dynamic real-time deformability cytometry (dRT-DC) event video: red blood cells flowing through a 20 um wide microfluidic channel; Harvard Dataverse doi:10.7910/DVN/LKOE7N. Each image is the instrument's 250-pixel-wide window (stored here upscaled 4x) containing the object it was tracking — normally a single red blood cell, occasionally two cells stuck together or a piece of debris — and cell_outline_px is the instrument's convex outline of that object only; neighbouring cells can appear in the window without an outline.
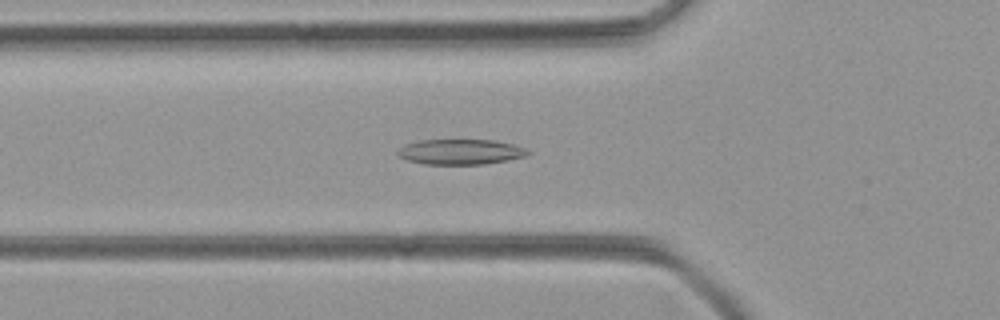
{"species": "common noctule bat (a hibernating species)", "species_latin": "Nyctalus noctula", "temperature_condition": "room temperature", "stored_images_in_passage": 40, "camera_frame_rate_fps": 3000, "um_per_image_px": 0.085, "animal": {"sex": "female", "body_mass_g": 21.9}, "frame": {"image": 1, "passage_image": 8, "time_ms": 2.333, "image_size_px": [1000, 320], "cell_outline_px": [[532, 152], [524, 156], [508, 160], [484, 164], [424, 164], [408, 160], [400, 156], [396, 152], [404, 144], [420, 140], [492, 140], [512, 144], [524, 148]], "centroid_in_image_um": [39.13, 12.9], "position_along_channel_um": 86.7, "area_um2": 19.02}}
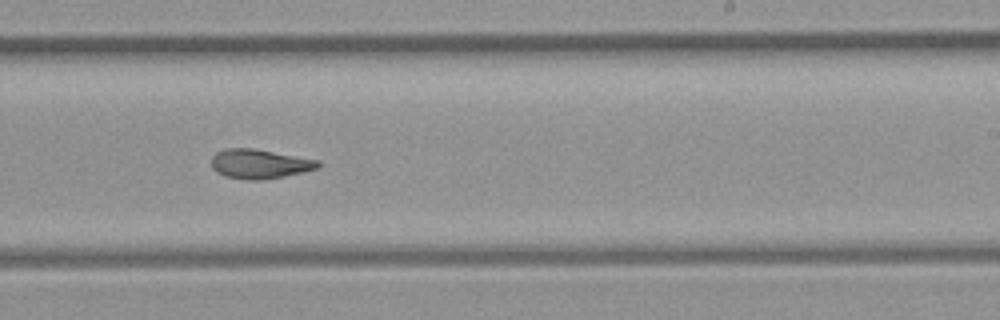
{"frame": {"image": 2, "passage_image": 21, "time_ms": 6.667, "image_size_px": [1000, 320], "cell_outline_px": [[320, 168], [304, 172], [284, 176], [260, 180], [248, 180], [224, 176], [216, 172], [212, 168], [212, 156], [216, 152], [228, 148], [252, 148], [320, 160]], "centroid_in_image_um": [22.08, 13.93], "position_along_channel_um": 266.9, "area_um2": 18.32}}
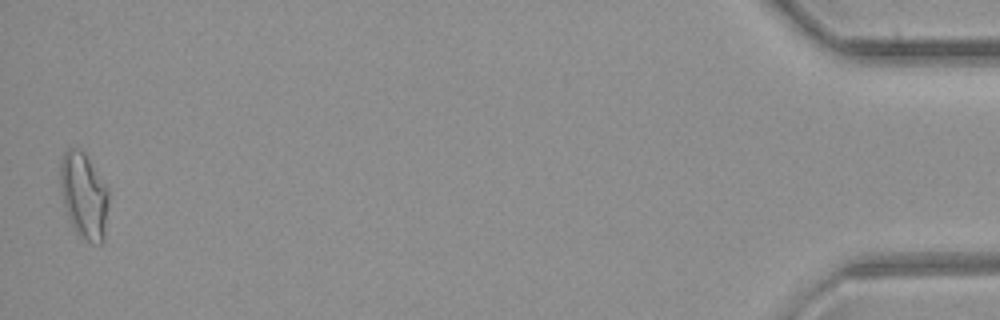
{"frame": {"image": 3, "passage_image": 40, "time_ms": 13.0, "image_size_px": [1000, 320], "cell_outline_px": [[108, 204], [104, 240], [100, 244], [84, 240], [72, 228], [68, 220], [60, 188], [60, 164], [64, 152], [68, 148], [80, 148], [84, 152], [108, 188]], "centroid_in_image_um": [7.12, 16.64], "position_along_channel_um": 428.1, "area_um2": 24.39}}